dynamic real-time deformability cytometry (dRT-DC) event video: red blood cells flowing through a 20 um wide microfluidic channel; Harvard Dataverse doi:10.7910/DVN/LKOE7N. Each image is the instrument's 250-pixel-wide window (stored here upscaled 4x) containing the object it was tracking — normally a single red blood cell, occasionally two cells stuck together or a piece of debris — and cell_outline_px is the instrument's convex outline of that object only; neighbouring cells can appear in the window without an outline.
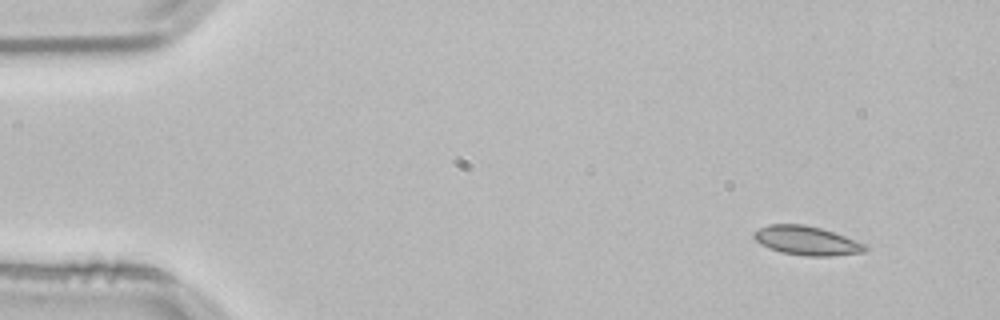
{"species": "common noctule bat (a hibernating species)", "species_latin": "Nyctalus noctula", "temperature_condition": "room temperature", "stored_images_in_passage": 50, "camera_frame_rate_fps": 3000, "um_per_image_px": 0.085, "animal": {"sex": "male", "body_mass_g": 21.5, "forearm_length_mm": 52.0}, "frame": {"image": 1, "passage_image": 1, "time_ms": 0.0, "image_size_px": [1000, 320], "cell_outline_px": [[868, 248], [864, 252], [828, 256], [804, 256], [780, 252], [768, 248], [760, 244], [752, 236], [752, 232], [768, 224], [804, 224], [820, 228], [844, 236], [864, 244]], "centroid_in_image_um": [68.5, 20.45], "position_along_channel_um": 16.5, "area_um2": 18.73}}
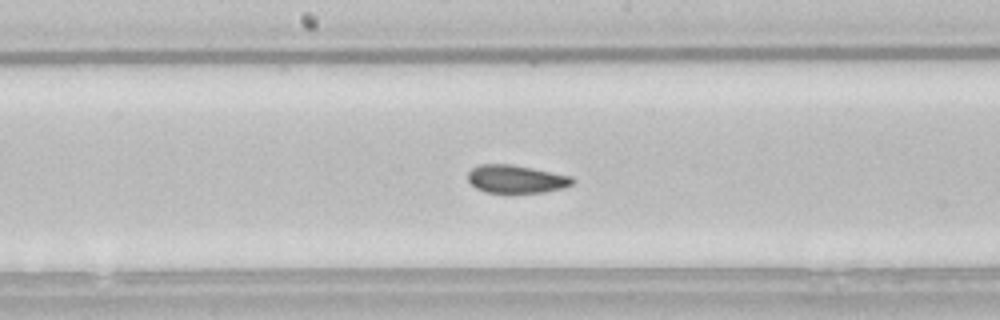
{"frame": {"image": 2, "passage_image": 24, "time_ms": 7.667, "image_size_px": [1000, 320], "cell_outline_px": [[576, 180], [572, 184], [564, 188], [544, 192], [484, 192], [476, 188], [468, 180], [468, 172], [472, 168], [480, 164], [508, 164], [572, 176]], "centroid_in_image_um": [43.87, 15.22], "position_along_channel_um": 204.3, "area_um2": 16.88}}
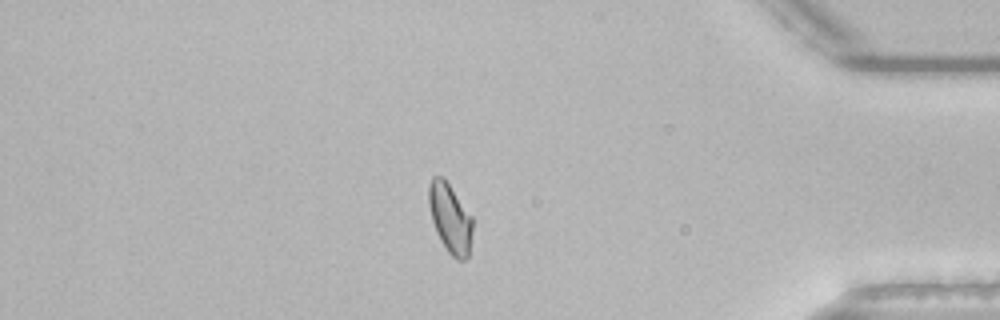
{"frame": {"image": 3, "passage_image": 42, "time_ms": 13.667, "image_size_px": [1000, 320], "cell_outline_px": [[472, 232], [468, 256], [464, 260], [456, 260], [448, 252], [440, 240], [436, 232], [432, 220], [428, 204], [428, 184], [432, 176], [444, 176], [472, 216]], "centroid_in_image_um": [38.24, 18.51], "position_along_channel_um": 397.0, "area_um2": 17.92}, "authors_computed_cell_mechanics": {"area_um2": 17.8602, "velocity_mm_per_s": 3.797, "shape_relaxation_time_tau1_ms": null, "shape_relaxation_time_tau2_ms": 2.1265, "deformation_change_tau1": null, "deformation_change_tau2": 0.0464}}